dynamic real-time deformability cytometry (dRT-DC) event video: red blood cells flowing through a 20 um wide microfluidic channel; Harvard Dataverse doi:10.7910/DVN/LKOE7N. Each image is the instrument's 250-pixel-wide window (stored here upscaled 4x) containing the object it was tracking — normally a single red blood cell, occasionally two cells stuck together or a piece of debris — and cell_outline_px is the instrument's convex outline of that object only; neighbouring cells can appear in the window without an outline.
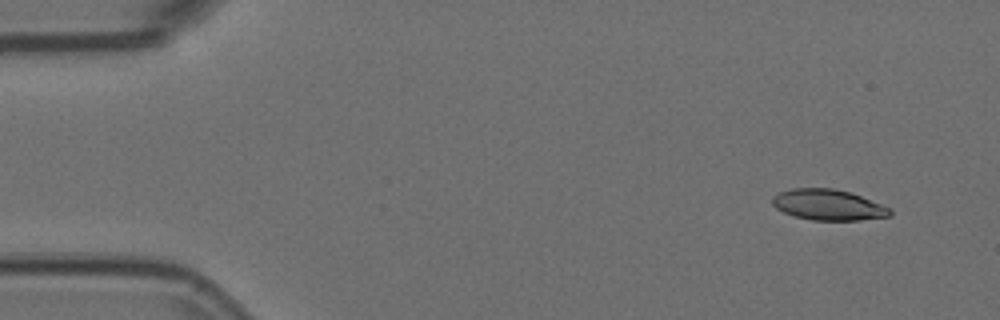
{"species": "Egyptian fruit bat (a non-hibernating species)", "species_latin": "Rousettus aegyptiacus", "temperature_condition": "room temperature", "stored_images_in_passage": 9, "camera_frame_rate_fps": 3000, "um_per_image_px": 0.085, "animal": {"sex": "female"}, "frame": {"image": 1, "passage_image": 1, "time_ms": 0.0, "image_size_px": [1000, 320], "cell_outline_px": [[892, 216], [860, 220], [812, 220], [796, 216], [784, 212], [776, 208], [772, 204], [772, 196], [780, 192], [792, 188], [832, 188], [852, 192], [892, 208]], "centroid_in_image_um": [70.44, 17.4], "position_along_channel_um": 14.6, "area_um2": 21.27}}
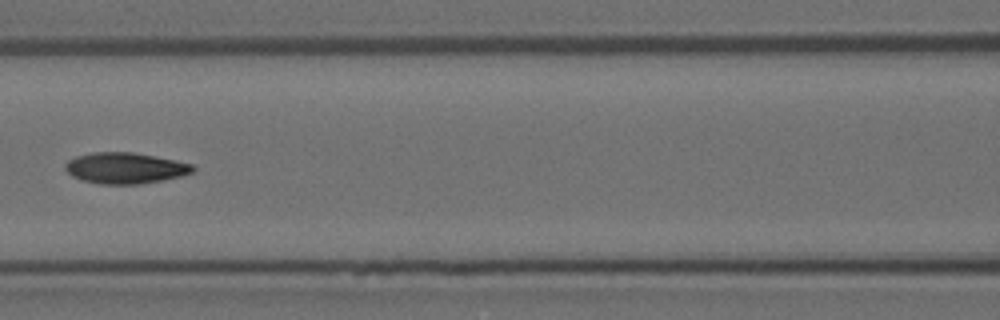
{"frame": {"image": 2, "passage_image": 6, "time_ms": 1.667, "image_size_px": [1000, 320], "cell_outline_px": [[196, 168], [192, 172], [180, 176], [164, 180], [140, 184], [100, 184], [84, 180], [72, 176], [64, 168], [64, 164], [68, 160], [76, 156], [92, 152], [132, 152], [192, 164]], "centroid_in_image_um": [10.61, 14.29], "position_along_channel_um": 156.0, "area_um2": 22.89}}
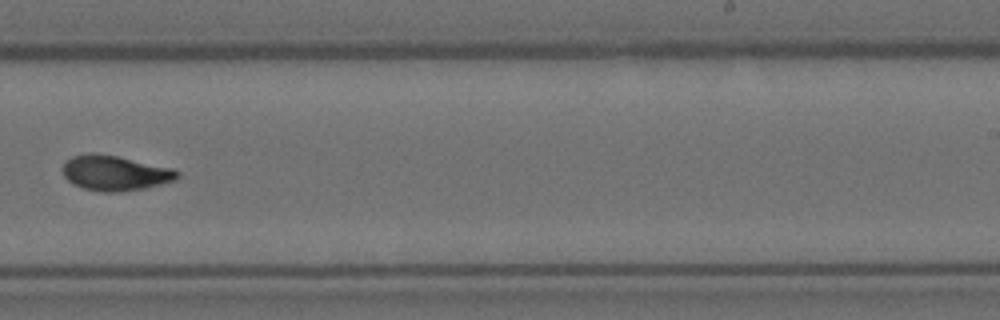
{"frame": {"image": 3, "passage_image": 9, "time_ms": 2.667, "image_size_px": [1000, 320], "cell_outline_px": [[180, 176], [176, 180], [144, 188], [120, 192], [100, 192], [84, 188], [72, 184], [64, 176], [64, 164], [72, 156], [116, 156], [172, 168], [180, 172]], "centroid_in_image_um": [9.84, 14.76], "position_along_channel_um": 279.2, "area_um2": 22.66}}